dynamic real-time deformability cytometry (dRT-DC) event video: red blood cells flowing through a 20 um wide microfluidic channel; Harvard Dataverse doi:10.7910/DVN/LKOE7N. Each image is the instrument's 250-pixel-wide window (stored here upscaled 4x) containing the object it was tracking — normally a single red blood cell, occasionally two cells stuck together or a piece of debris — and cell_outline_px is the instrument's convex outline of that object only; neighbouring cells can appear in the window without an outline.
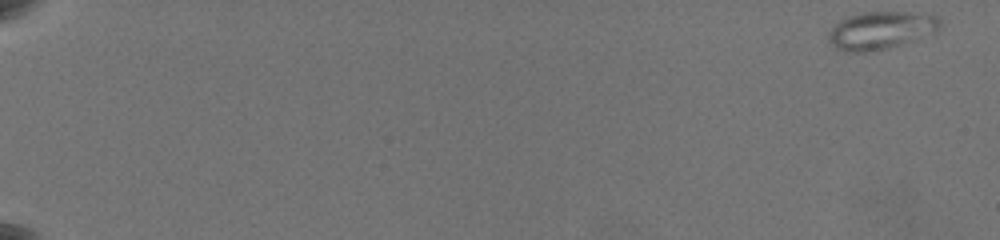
{"species": "common noctule bat (a hibernating species)", "species_latin": "Nyctalus noctula", "temperature_condition": "warm", "stored_images_in_passage": 47, "camera_frame_rate_fps": 3000, "um_per_image_px": 0.085, "animal": {"sex": "female", "body_mass_g": 19.5, "forearm_length_mm": 54.1}, "frame": {"image": 1, "passage_image": 1, "time_ms": 0.0, "image_size_px": [1000, 240], "cell_outline_px": [[940, 24], [932, 32], [900, 44], [888, 48], [864, 52], [844, 52], [836, 48], [828, 40], [828, 32], [840, 20], [848, 16], [864, 12], [904, 12], [936, 16], [940, 20]], "centroid_in_image_um": [74.77, 2.58], "position_along_channel_um": 10.2, "area_um2": 23.87}}
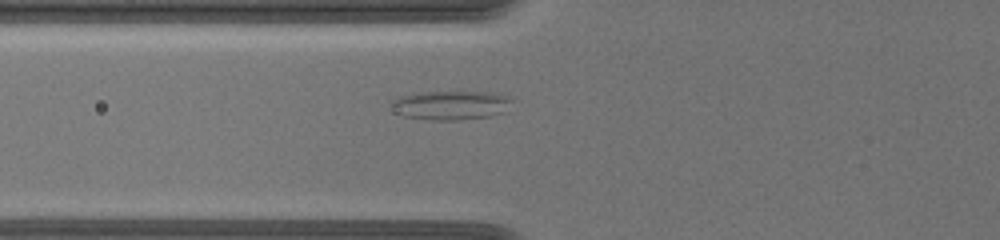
{"frame": {"image": 2, "passage_image": 20, "time_ms": 8.333, "image_size_px": [1000, 240], "cell_outline_px": [[512, 100], [504, 112], [492, 116], [456, 120], [432, 120], [404, 116], [396, 112], [388, 104], [392, 100], [400, 96], [420, 92], [488, 92], [508, 96]], "centroid_in_image_um": [38.28, 8.94], "position_along_channel_um": 87.5, "area_um2": 20.4}}
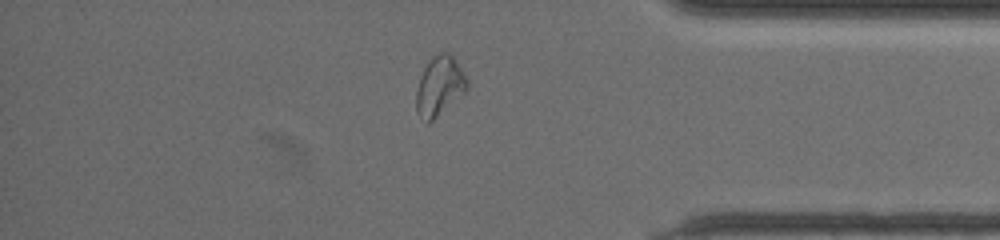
{"frame": {"image": 3, "passage_image": 41, "time_ms": 17.333, "image_size_px": [1000, 240], "cell_outline_px": [[468, 88], [464, 92], [428, 124], [416, 112], [416, 92], [420, 76], [424, 68], [432, 56], [440, 52], [448, 52], [452, 56], [468, 80]], "centroid_in_image_um": [37.33, 7.31], "position_along_channel_um": 397.9, "area_um2": 17.28}, "authors_computed_cell_mechanics": {"area_um2": 18.6694, "velocity_mm_per_s": 3.6046, "shape_relaxation_time_tau1_ms": null, "shape_relaxation_time_tau2_ms": 6.1368, "deformation_change_tau1": null, "deformation_change_tau2": 0.1308}}